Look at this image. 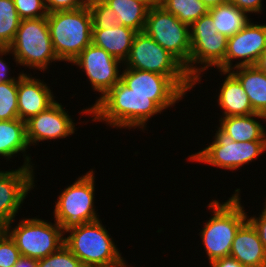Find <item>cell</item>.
I'll use <instances>...</instances> for the list:
<instances>
[{"instance_id":"8d00e7d4","label":"cell","mask_w":266,"mask_h":267,"mask_svg":"<svg viewBox=\"0 0 266 267\" xmlns=\"http://www.w3.org/2000/svg\"><path fill=\"white\" fill-rule=\"evenodd\" d=\"M211 267H244L232 256H225L210 262Z\"/></svg>"},{"instance_id":"ffe728a7","label":"cell","mask_w":266,"mask_h":267,"mask_svg":"<svg viewBox=\"0 0 266 267\" xmlns=\"http://www.w3.org/2000/svg\"><path fill=\"white\" fill-rule=\"evenodd\" d=\"M137 31L117 25L104 30H92V43L124 63L128 58Z\"/></svg>"},{"instance_id":"7a4b0ae2","label":"cell","mask_w":266,"mask_h":267,"mask_svg":"<svg viewBox=\"0 0 266 267\" xmlns=\"http://www.w3.org/2000/svg\"><path fill=\"white\" fill-rule=\"evenodd\" d=\"M240 189L235 190L226 202L213 200L208 204L213 216L200 232L209 263L230 256L232 242L239 228L247 221V213L241 205Z\"/></svg>"},{"instance_id":"9c48e42d","label":"cell","mask_w":266,"mask_h":267,"mask_svg":"<svg viewBox=\"0 0 266 267\" xmlns=\"http://www.w3.org/2000/svg\"><path fill=\"white\" fill-rule=\"evenodd\" d=\"M8 226V235L15 242L21 256L39 260L64 245V229L56 221L52 224L37 218H27L14 228L11 223Z\"/></svg>"},{"instance_id":"4fadbf2b","label":"cell","mask_w":266,"mask_h":267,"mask_svg":"<svg viewBox=\"0 0 266 267\" xmlns=\"http://www.w3.org/2000/svg\"><path fill=\"white\" fill-rule=\"evenodd\" d=\"M71 63L85 71L93 90L101 93L99 99L121 80L118 69L121 60L93 43L85 47Z\"/></svg>"},{"instance_id":"e0dca14e","label":"cell","mask_w":266,"mask_h":267,"mask_svg":"<svg viewBox=\"0 0 266 267\" xmlns=\"http://www.w3.org/2000/svg\"><path fill=\"white\" fill-rule=\"evenodd\" d=\"M121 81L140 95H185L186 93L168 76L126 68Z\"/></svg>"},{"instance_id":"5b68a950","label":"cell","mask_w":266,"mask_h":267,"mask_svg":"<svg viewBox=\"0 0 266 267\" xmlns=\"http://www.w3.org/2000/svg\"><path fill=\"white\" fill-rule=\"evenodd\" d=\"M130 69L149 71L170 77L185 93L195 82L185 66L169 51L155 42L145 31L137 32L124 65Z\"/></svg>"},{"instance_id":"ba28073f","label":"cell","mask_w":266,"mask_h":267,"mask_svg":"<svg viewBox=\"0 0 266 267\" xmlns=\"http://www.w3.org/2000/svg\"><path fill=\"white\" fill-rule=\"evenodd\" d=\"M144 31L175 56L185 66L189 75L190 26L182 23L156 2L148 10Z\"/></svg>"},{"instance_id":"8fae6325","label":"cell","mask_w":266,"mask_h":267,"mask_svg":"<svg viewBox=\"0 0 266 267\" xmlns=\"http://www.w3.org/2000/svg\"><path fill=\"white\" fill-rule=\"evenodd\" d=\"M217 128L212 144L189 156L190 161L237 170L244 164L254 161L266 150V141L236 142L219 127Z\"/></svg>"},{"instance_id":"83f0119b","label":"cell","mask_w":266,"mask_h":267,"mask_svg":"<svg viewBox=\"0 0 266 267\" xmlns=\"http://www.w3.org/2000/svg\"><path fill=\"white\" fill-rule=\"evenodd\" d=\"M92 16V30H104L119 25L114 10L103 0H87Z\"/></svg>"},{"instance_id":"44dd1931","label":"cell","mask_w":266,"mask_h":267,"mask_svg":"<svg viewBox=\"0 0 266 267\" xmlns=\"http://www.w3.org/2000/svg\"><path fill=\"white\" fill-rule=\"evenodd\" d=\"M254 118L265 120L266 115L254 113L245 116H221L218 127L236 142L266 141L265 127Z\"/></svg>"},{"instance_id":"d6986e66","label":"cell","mask_w":266,"mask_h":267,"mask_svg":"<svg viewBox=\"0 0 266 267\" xmlns=\"http://www.w3.org/2000/svg\"><path fill=\"white\" fill-rule=\"evenodd\" d=\"M227 74L218 95V105L224 110L223 117L245 116L256 113L239 80L230 71Z\"/></svg>"},{"instance_id":"277c9868","label":"cell","mask_w":266,"mask_h":267,"mask_svg":"<svg viewBox=\"0 0 266 267\" xmlns=\"http://www.w3.org/2000/svg\"><path fill=\"white\" fill-rule=\"evenodd\" d=\"M52 45L60 61L72 62L92 43V16L88 6L48 13Z\"/></svg>"},{"instance_id":"f35d334b","label":"cell","mask_w":266,"mask_h":267,"mask_svg":"<svg viewBox=\"0 0 266 267\" xmlns=\"http://www.w3.org/2000/svg\"><path fill=\"white\" fill-rule=\"evenodd\" d=\"M260 70L266 73V49L261 53L257 63L255 64Z\"/></svg>"},{"instance_id":"3957f363","label":"cell","mask_w":266,"mask_h":267,"mask_svg":"<svg viewBox=\"0 0 266 267\" xmlns=\"http://www.w3.org/2000/svg\"><path fill=\"white\" fill-rule=\"evenodd\" d=\"M67 232L70 235L64 237V245L85 267H120L125 263L99 219L68 227Z\"/></svg>"},{"instance_id":"52a82bcc","label":"cell","mask_w":266,"mask_h":267,"mask_svg":"<svg viewBox=\"0 0 266 267\" xmlns=\"http://www.w3.org/2000/svg\"><path fill=\"white\" fill-rule=\"evenodd\" d=\"M213 23V18L208 12L190 26L189 76L195 85L200 82L202 71L212 66L218 68L225 59L228 37L218 33ZM198 63L200 66L204 65L201 68L194 66Z\"/></svg>"},{"instance_id":"74e56055","label":"cell","mask_w":266,"mask_h":267,"mask_svg":"<svg viewBox=\"0 0 266 267\" xmlns=\"http://www.w3.org/2000/svg\"><path fill=\"white\" fill-rule=\"evenodd\" d=\"M13 267H38V260L21 256Z\"/></svg>"},{"instance_id":"836d02e7","label":"cell","mask_w":266,"mask_h":267,"mask_svg":"<svg viewBox=\"0 0 266 267\" xmlns=\"http://www.w3.org/2000/svg\"><path fill=\"white\" fill-rule=\"evenodd\" d=\"M264 207L265 208L260 213L259 217L252 216L250 218H247V220L256 229L259 239L263 243L264 249L266 250V202Z\"/></svg>"},{"instance_id":"cb8c5ba5","label":"cell","mask_w":266,"mask_h":267,"mask_svg":"<svg viewBox=\"0 0 266 267\" xmlns=\"http://www.w3.org/2000/svg\"><path fill=\"white\" fill-rule=\"evenodd\" d=\"M28 147L25 121L0 120V156L10 160L19 152L25 154Z\"/></svg>"},{"instance_id":"603a6c76","label":"cell","mask_w":266,"mask_h":267,"mask_svg":"<svg viewBox=\"0 0 266 267\" xmlns=\"http://www.w3.org/2000/svg\"><path fill=\"white\" fill-rule=\"evenodd\" d=\"M111 7L118 17L119 25H123L137 32L144 31L147 13L151 5L157 1L140 0H103Z\"/></svg>"},{"instance_id":"6da1fadb","label":"cell","mask_w":266,"mask_h":267,"mask_svg":"<svg viewBox=\"0 0 266 267\" xmlns=\"http://www.w3.org/2000/svg\"><path fill=\"white\" fill-rule=\"evenodd\" d=\"M184 95H140L134 94L121 80L90 108L81 113L94 115L92 121L108 123L111 127L136 128L142 130L146 122L180 101Z\"/></svg>"},{"instance_id":"8992f818","label":"cell","mask_w":266,"mask_h":267,"mask_svg":"<svg viewBox=\"0 0 266 267\" xmlns=\"http://www.w3.org/2000/svg\"><path fill=\"white\" fill-rule=\"evenodd\" d=\"M9 47L15 62L29 69L44 71L49 63L60 61L52 45L47 17L21 20Z\"/></svg>"},{"instance_id":"7402d4cb","label":"cell","mask_w":266,"mask_h":267,"mask_svg":"<svg viewBox=\"0 0 266 267\" xmlns=\"http://www.w3.org/2000/svg\"><path fill=\"white\" fill-rule=\"evenodd\" d=\"M231 70L248 95L253 110L266 115V73L256 65L240 66Z\"/></svg>"},{"instance_id":"f1b7e54d","label":"cell","mask_w":266,"mask_h":267,"mask_svg":"<svg viewBox=\"0 0 266 267\" xmlns=\"http://www.w3.org/2000/svg\"><path fill=\"white\" fill-rule=\"evenodd\" d=\"M18 77L14 81L0 84V120H13L18 116Z\"/></svg>"},{"instance_id":"484cf974","label":"cell","mask_w":266,"mask_h":267,"mask_svg":"<svg viewBox=\"0 0 266 267\" xmlns=\"http://www.w3.org/2000/svg\"><path fill=\"white\" fill-rule=\"evenodd\" d=\"M157 3L188 26L209 12L200 0H157Z\"/></svg>"},{"instance_id":"5bb4252c","label":"cell","mask_w":266,"mask_h":267,"mask_svg":"<svg viewBox=\"0 0 266 267\" xmlns=\"http://www.w3.org/2000/svg\"><path fill=\"white\" fill-rule=\"evenodd\" d=\"M266 49V25L251 21L232 37L228 38L227 52L219 71H231L240 66L255 65ZM233 59H242L234 66Z\"/></svg>"},{"instance_id":"1f68e13d","label":"cell","mask_w":266,"mask_h":267,"mask_svg":"<svg viewBox=\"0 0 266 267\" xmlns=\"http://www.w3.org/2000/svg\"><path fill=\"white\" fill-rule=\"evenodd\" d=\"M21 257L15 242L7 235L0 242V267H13Z\"/></svg>"},{"instance_id":"e575fe53","label":"cell","mask_w":266,"mask_h":267,"mask_svg":"<svg viewBox=\"0 0 266 267\" xmlns=\"http://www.w3.org/2000/svg\"><path fill=\"white\" fill-rule=\"evenodd\" d=\"M238 9L246 13H261L262 0H229Z\"/></svg>"},{"instance_id":"d6a6232c","label":"cell","mask_w":266,"mask_h":267,"mask_svg":"<svg viewBox=\"0 0 266 267\" xmlns=\"http://www.w3.org/2000/svg\"><path fill=\"white\" fill-rule=\"evenodd\" d=\"M48 13L75 10L87 5V0H44Z\"/></svg>"},{"instance_id":"30bf717a","label":"cell","mask_w":266,"mask_h":267,"mask_svg":"<svg viewBox=\"0 0 266 267\" xmlns=\"http://www.w3.org/2000/svg\"><path fill=\"white\" fill-rule=\"evenodd\" d=\"M94 172H87L78 177L72 185L64 189L54 209V218L64 230L77 224L88 223L99 219L94 206L95 191Z\"/></svg>"},{"instance_id":"7c38bea8","label":"cell","mask_w":266,"mask_h":267,"mask_svg":"<svg viewBox=\"0 0 266 267\" xmlns=\"http://www.w3.org/2000/svg\"><path fill=\"white\" fill-rule=\"evenodd\" d=\"M24 156V163L17 170L0 171V221L8 224L14 222L28 192L35 187L30 156Z\"/></svg>"},{"instance_id":"d590c367","label":"cell","mask_w":266,"mask_h":267,"mask_svg":"<svg viewBox=\"0 0 266 267\" xmlns=\"http://www.w3.org/2000/svg\"><path fill=\"white\" fill-rule=\"evenodd\" d=\"M9 53H11L10 47L9 46H0V55H8ZM6 61H4L2 59V57H0V84L3 82H10V81H14L15 77H9L8 73L10 71H8V69L10 70V68L8 67L9 65H7L8 63H5Z\"/></svg>"},{"instance_id":"60d3db41","label":"cell","mask_w":266,"mask_h":267,"mask_svg":"<svg viewBox=\"0 0 266 267\" xmlns=\"http://www.w3.org/2000/svg\"><path fill=\"white\" fill-rule=\"evenodd\" d=\"M8 223L0 221V242L8 235Z\"/></svg>"},{"instance_id":"4316f807","label":"cell","mask_w":266,"mask_h":267,"mask_svg":"<svg viewBox=\"0 0 266 267\" xmlns=\"http://www.w3.org/2000/svg\"><path fill=\"white\" fill-rule=\"evenodd\" d=\"M20 22L13 0H0V46L12 44Z\"/></svg>"},{"instance_id":"2e32d148","label":"cell","mask_w":266,"mask_h":267,"mask_svg":"<svg viewBox=\"0 0 266 267\" xmlns=\"http://www.w3.org/2000/svg\"><path fill=\"white\" fill-rule=\"evenodd\" d=\"M20 72L18 76L17 102L20 120L27 121L30 117L45 111L56 101L50 88L39 79Z\"/></svg>"},{"instance_id":"f546056e","label":"cell","mask_w":266,"mask_h":267,"mask_svg":"<svg viewBox=\"0 0 266 267\" xmlns=\"http://www.w3.org/2000/svg\"><path fill=\"white\" fill-rule=\"evenodd\" d=\"M38 267H85L83 263L65 246L38 260Z\"/></svg>"},{"instance_id":"7bdbcfd3","label":"cell","mask_w":266,"mask_h":267,"mask_svg":"<svg viewBox=\"0 0 266 267\" xmlns=\"http://www.w3.org/2000/svg\"><path fill=\"white\" fill-rule=\"evenodd\" d=\"M120 267H127V266H126V263H124V264H123L122 266H120Z\"/></svg>"},{"instance_id":"d4e9b609","label":"cell","mask_w":266,"mask_h":267,"mask_svg":"<svg viewBox=\"0 0 266 267\" xmlns=\"http://www.w3.org/2000/svg\"><path fill=\"white\" fill-rule=\"evenodd\" d=\"M209 13L213 18V25L217 32L228 38L235 35L250 22L247 13L238 9L230 1L210 8Z\"/></svg>"},{"instance_id":"b9f144b4","label":"cell","mask_w":266,"mask_h":267,"mask_svg":"<svg viewBox=\"0 0 266 267\" xmlns=\"http://www.w3.org/2000/svg\"><path fill=\"white\" fill-rule=\"evenodd\" d=\"M140 1H157V0H140Z\"/></svg>"},{"instance_id":"ab89813d","label":"cell","mask_w":266,"mask_h":267,"mask_svg":"<svg viewBox=\"0 0 266 267\" xmlns=\"http://www.w3.org/2000/svg\"><path fill=\"white\" fill-rule=\"evenodd\" d=\"M200 1L210 9L218 6L219 4L228 2L229 0H200Z\"/></svg>"},{"instance_id":"4dcf8cb0","label":"cell","mask_w":266,"mask_h":267,"mask_svg":"<svg viewBox=\"0 0 266 267\" xmlns=\"http://www.w3.org/2000/svg\"><path fill=\"white\" fill-rule=\"evenodd\" d=\"M21 20L47 17L44 0H13Z\"/></svg>"},{"instance_id":"ac0fdd59","label":"cell","mask_w":266,"mask_h":267,"mask_svg":"<svg viewBox=\"0 0 266 267\" xmlns=\"http://www.w3.org/2000/svg\"><path fill=\"white\" fill-rule=\"evenodd\" d=\"M230 256L244 267H266V250L256 229L248 220L237 231Z\"/></svg>"},{"instance_id":"9a60e30c","label":"cell","mask_w":266,"mask_h":267,"mask_svg":"<svg viewBox=\"0 0 266 267\" xmlns=\"http://www.w3.org/2000/svg\"><path fill=\"white\" fill-rule=\"evenodd\" d=\"M25 123L29 146L40 141L63 139L75 131L71 116L57 101L45 111L30 117Z\"/></svg>"}]
</instances>
